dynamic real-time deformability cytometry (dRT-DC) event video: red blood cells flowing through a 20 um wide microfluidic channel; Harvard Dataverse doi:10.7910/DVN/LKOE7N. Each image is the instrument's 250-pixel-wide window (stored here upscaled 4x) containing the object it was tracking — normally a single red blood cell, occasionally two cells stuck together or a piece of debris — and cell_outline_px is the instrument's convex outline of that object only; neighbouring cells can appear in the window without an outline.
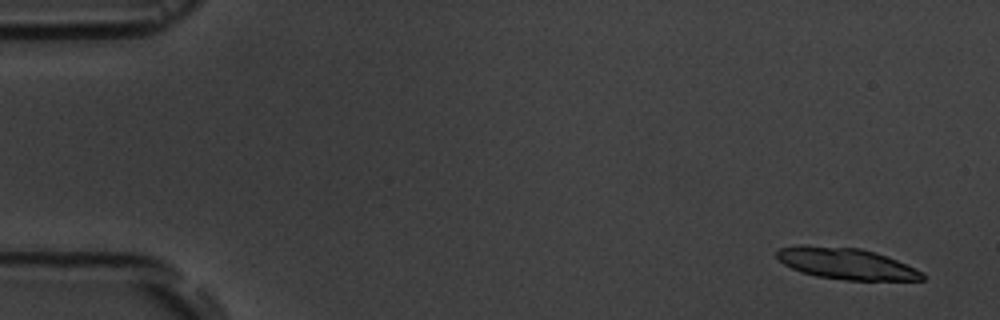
{"species": "common noctule bat (a hibernating species)", "species_latin": "Nyctalus noctula", "temperature_condition": "room temperature", "stored_images_in_passage": 5, "camera_frame_rate_fps": 3000, "um_per_image_px": 0.085, "animal": {"sex": "male", "body_mass_g": 19.5, "forearm_length_mm": 54.6}, "frame": {"image": 1, "passage_image": 1, "time_ms": 0.0, "image_size_px": [1000, 320], "cell_outline_px": [[924, 280], [844, 280], [816, 276], [800, 272], [784, 264], [776, 256], [776, 252], [780, 248], [800, 244], [860, 248], [876, 252], [896, 260], [924, 272]], "centroid_in_image_um": [71.91, 22.4], "position_along_channel_um": 13.1, "area_um2": 26.65}}